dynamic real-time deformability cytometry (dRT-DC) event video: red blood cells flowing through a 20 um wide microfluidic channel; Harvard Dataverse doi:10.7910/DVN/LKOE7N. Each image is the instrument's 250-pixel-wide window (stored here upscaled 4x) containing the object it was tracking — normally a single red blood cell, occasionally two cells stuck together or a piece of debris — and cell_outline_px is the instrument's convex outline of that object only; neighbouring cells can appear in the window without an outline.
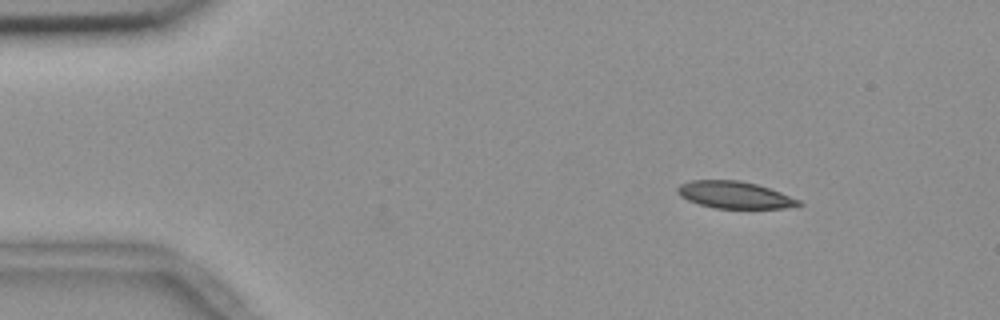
{"species": "common noctule bat (a hibernating species)", "species_latin": "Nyctalus noctula", "temperature_condition": "room temperature", "stored_images_in_passage": 3, "camera_frame_rate_fps": 3000, "um_per_image_px": 0.085, "animal": {"sex": "female", "body_mass_g": 18.4}, "frame": {"image": 1, "passage_image": 3, "time_ms": 0.667, "image_size_px": [1000, 320], "cell_outline_px": [[804, 204], [784, 208], [712, 208], [688, 200], [680, 196], [676, 192], [676, 188], [680, 184], [692, 180], [740, 180], [756, 184], [780, 192], [800, 200]], "centroid_in_image_um": [62.41, 16.56], "position_along_channel_um": 22.6, "area_um2": 19.02}}